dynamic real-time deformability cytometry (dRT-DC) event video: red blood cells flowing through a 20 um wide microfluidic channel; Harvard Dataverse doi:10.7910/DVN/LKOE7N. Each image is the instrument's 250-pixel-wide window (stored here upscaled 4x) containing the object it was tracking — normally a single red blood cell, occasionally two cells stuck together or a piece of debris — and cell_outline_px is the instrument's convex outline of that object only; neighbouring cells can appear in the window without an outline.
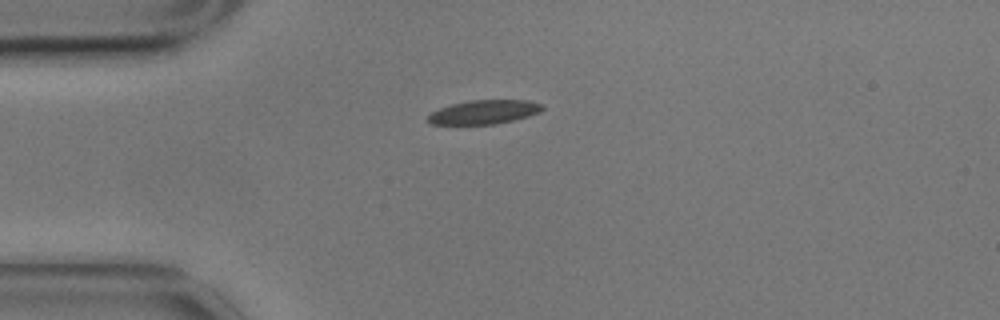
{"species": "common noctule bat (a hibernating species)", "species_latin": "Nyctalus noctula", "temperature_condition": "cold", "stored_images_in_passage": 37, "camera_frame_rate_fps": 3000, "um_per_image_px": 0.085, "animal": {"sex": "male", "body_mass_g": 17.9}, "frame": {"image": 1, "passage_image": 1, "time_ms": 0.0, "image_size_px": [1000, 320], "cell_outline_px": [[544, 108], [540, 112], [528, 116], [496, 124], [432, 124], [428, 120], [428, 116], [432, 112], [440, 108], [452, 104], [472, 100], [528, 100], [540, 104]], "centroid_in_image_um": [41.16, 9.52], "position_along_channel_um": 43.8, "area_um2": 15.72}}
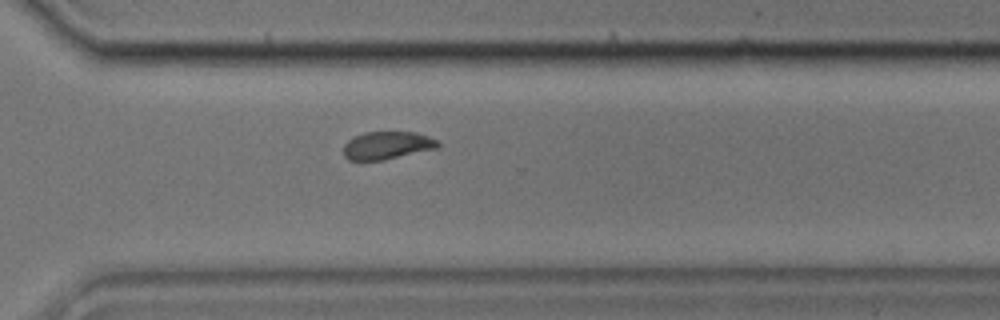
{"frame": {"image": 2, "passage_image": 28, "time_ms": 9.0, "image_size_px": [1000, 320], "cell_outline_px": [[440, 148], [384, 160], [348, 160], [344, 156], [344, 144], [352, 136], [364, 132], [416, 132], [440, 140]], "centroid_in_image_um": [32.94, 12.35], "position_along_channel_um": 337.7, "area_um2": 15.61}}
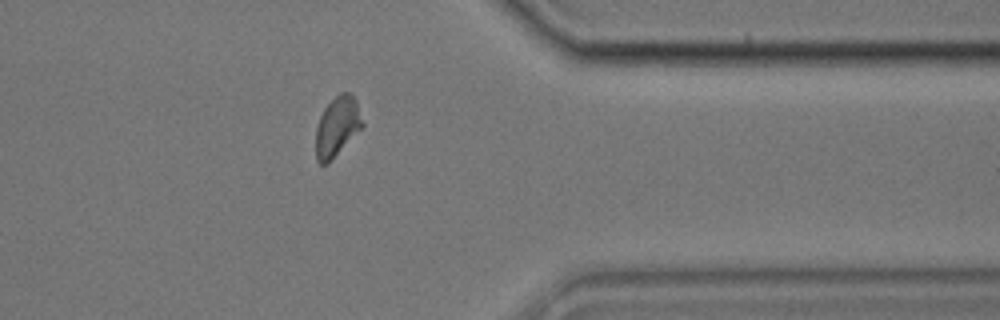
{"frame": {"image": 3, "passage_image": 33, "time_ms": 10.667, "image_size_px": [1000, 320], "cell_outline_px": [[364, 124], [328, 164], [320, 164], [316, 160], [316, 128], [320, 116], [324, 108], [340, 92], [348, 92], [356, 100]], "centroid_in_image_um": [28.64, 10.76], "position_along_channel_um": 382.8, "area_um2": 15.95}, "authors_computed_cell_mechanics": {"area_um2": 16.2418, "velocity_mm_per_s": 3.4597, "shape_relaxation_time_tau1_ms": 3.3986, "shape_relaxation_time_tau2_ms": 2.2583, "deformation_change_tau1": 0.1597, "deformation_change_tau2": 0.0885}}